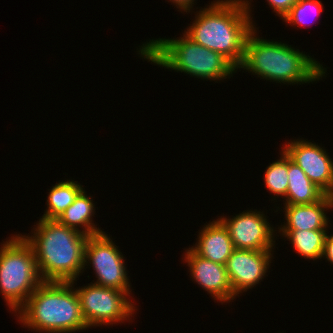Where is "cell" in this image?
<instances>
[{
  "instance_id": "1",
  "label": "cell",
  "mask_w": 333,
  "mask_h": 333,
  "mask_svg": "<svg viewBox=\"0 0 333 333\" xmlns=\"http://www.w3.org/2000/svg\"><path fill=\"white\" fill-rule=\"evenodd\" d=\"M248 0H217L197 12L184 33L199 45L222 54L237 69L243 62L245 42L256 28Z\"/></svg>"
},
{
  "instance_id": "2",
  "label": "cell",
  "mask_w": 333,
  "mask_h": 333,
  "mask_svg": "<svg viewBox=\"0 0 333 333\" xmlns=\"http://www.w3.org/2000/svg\"><path fill=\"white\" fill-rule=\"evenodd\" d=\"M34 229L32 236H21L33 250L41 279L75 281L84 271V249L89 236L57 219L40 218Z\"/></svg>"
},
{
  "instance_id": "3",
  "label": "cell",
  "mask_w": 333,
  "mask_h": 333,
  "mask_svg": "<svg viewBox=\"0 0 333 333\" xmlns=\"http://www.w3.org/2000/svg\"><path fill=\"white\" fill-rule=\"evenodd\" d=\"M255 28L245 42L244 58L239 69L276 83L303 84L318 81L326 68L291 45L261 39ZM325 69V70H324Z\"/></svg>"
},
{
  "instance_id": "4",
  "label": "cell",
  "mask_w": 333,
  "mask_h": 333,
  "mask_svg": "<svg viewBox=\"0 0 333 333\" xmlns=\"http://www.w3.org/2000/svg\"><path fill=\"white\" fill-rule=\"evenodd\" d=\"M71 282L43 281L18 310L20 322L37 332L70 333L88 329Z\"/></svg>"
},
{
  "instance_id": "5",
  "label": "cell",
  "mask_w": 333,
  "mask_h": 333,
  "mask_svg": "<svg viewBox=\"0 0 333 333\" xmlns=\"http://www.w3.org/2000/svg\"><path fill=\"white\" fill-rule=\"evenodd\" d=\"M138 51L151 63L202 80H224L237 71L222 54L199 45L185 33L178 39H152Z\"/></svg>"
},
{
  "instance_id": "6",
  "label": "cell",
  "mask_w": 333,
  "mask_h": 333,
  "mask_svg": "<svg viewBox=\"0 0 333 333\" xmlns=\"http://www.w3.org/2000/svg\"><path fill=\"white\" fill-rule=\"evenodd\" d=\"M0 292L11 311H17L43 282L31 246L17 234L1 244Z\"/></svg>"
},
{
  "instance_id": "7",
  "label": "cell",
  "mask_w": 333,
  "mask_h": 333,
  "mask_svg": "<svg viewBox=\"0 0 333 333\" xmlns=\"http://www.w3.org/2000/svg\"><path fill=\"white\" fill-rule=\"evenodd\" d=\"M75 290L88 328L123 323V320H129L135 313L136 308L130 300V292L93 283Z\"/></svg>"
},
{
  "instance_id": "8",
  "label": "cell",
  "mask_w": 333,
  "mask_h": 333,
  "mask_svg": "<svg viewBox=\"0 0 333 333\" xmlns=\"http://www.w3.org/2000/svg\"><path fill=\"white\" fill-rule=\"evenodd\" d=\"M87 263H92L98 278L93 284L131 292L124 256L105 232L88 237L84 249V269Z\"/></svg>"
},
{
  "instance_id": "9",
  "label": "cell",
  "mask_w": 333,
  "mask_h": 333,
  "mask_svg": "<svg viewBox=\"0 0 333 333\" xmlns=\"http://www.w3.org/2000/svg\"><path fill=\"white\" fill-rule=\"evenodd\" d=\"M226 227L234 249L272 250L274 230L262 212L247 210L234 216L218 218ZM274 240V241H273Z\"/></svg>"
},
{
  "instance_id": "10",
  "label": "cell",
  "mask_w": 333,
  "mask_h": 333,
  "mask_svg": "<svg viewBox=\"0 0 333 333\" xmlns=\"http://www.w3.org/2000/svg\"><path fill=\"white\" fill-rule=\"evenodd\" d=\"M282 150L318 188L333 196V162L324 148L298 139L285 144Z\"/></svg>"
},
{
  "instance_id": "11",
  "label": "cell",
  "mask_w": 333,
  "mask_h": 333,
  "mask_svg": "<svg viewBox=\"0 0 333 333\" xmlns=\"http://www.w3.org/2000/svg\"><path fill=\"white\" fill-rule=\"evenodd\" d=\"M272 250L234 249L225 269L236 296L259 284L269 269Z\"/></svg>"
},
{
  "instance_id": "12",
  "label": "cell",
  "mask_w": 333,
  "mask_h": 333,
  "mask_svg": "<svg viewBox=\"0 0 333 333\" xmlns=\"http://www.w3.org/2000/svg\"><path fill=\"white\" fill-rule=\"evenodd\" d=\"M184 261L190 267L193 281H196L217 302L223 304L235 299L236 295L233 293L225 265L202 258L191 248L185 251Z\"/></svg>"
},
{
  "instance_id": "13",
  "label": "cell",
  "mask_w": 333,
  "mask_h": 333,
  "mask_svg": "<svg viewBox=\"0 0 333 333\" xmlns=\"http://www.w3.org/2000/svg\"><path fill=\"white\" fill-rule=\"evenodd\" d=\"M284 207L287 222L279 230H327L329 219L324 211L333 207V196L325 195L313 204Z\"/></svg>"
},
{
  "instance_id": "14",
  "label": "cell",
  "mask_w": 333,
  "mask_h": 333,
  "mask_svg": "<svg viewBox=\"0 0 333 333\" xmlns=\"http://www.w3.org/2000/svg\"><path fill=\"white\" fill-rule=\"evenodd\" d=\"M198 235V241L191 249L202 258L225 265L234 246L224 224L219 219L213 220Z\"/></svg>"
},
{
  "instance_id": "15",
  "label": "cell",
  "mask_w": 333,
  "mask_h": 333,
  "mask_svg": "<svg viewBox=\"0 0 333 333\" xmlns=\"http://www.w3.org/2000/svg\"><path fill=\"white\" fill-rule=\"evenodd\" d=\"M288 190L284 205L313 204L326 194L288 157Z\"/></svg>"
},
{
  "instance_id": "16",
  "label": "cell",
  "mask_w": 333,
  "mask_h": 333,
  "mask_svg": "<svg viewBox=\"0 0 333 333\" xmlns=\"http://www.w3.org/2000/svg\"><path fill=\"white\" fill-rule=\"evenodd\" d=\"M95 204L92 198L86 195V191L82 190L74 202L57 218V220L70 228L81 231L78 227L82 226V232L88 236L104 233L92 223Z\"/></svg>"
},
{
  "instance_id": "17",
  "label": "cell",
  "mask_w": 333,
  "mask_h": 333,
  "mask_svg": "<svg viewBox=\"0 0 333 333\" xmlns=\"http://www.w3.org/2000/svg\"><path fill=\"white\" fill-rule=\"evenodd\" d=\"M289 239L296 253L304 258L316 260L322 258L327 230H279Z\"/></svg>"
},
{
  "instance_id": "18",
  "label": "cell",
  "mask_w": 333,
  "mask_h": 333,
  "mask_svg": "<svg viewBox=\"0 0 333 333\" xmlns=\"http://www.w3.org/2000/svg\"><path fill=\"white\" fill-rule=\"evenodd\" d=\"M77 181L66 180L55 184L48 194L47 210L43 219H57L83 190Z\"/></svg>"
},
{
  "instance_id": "19",
  "label": "cell",
  "mask_w": 333,
  "mask_h": 333,
  "mask_svg": "<svg viewBox=\"0 0 333 333\" xmlns=\"http://www.w3.org/2000/svg\"><path fill=\"white\" fill-rule=\"evenodd\" d=\"M279 160L266 168L264 182L267 189L276 196L286 197L288 190V156L282 150Z\"/></svg>"
},
{
  "instance_id": "20",
  "label": "cell",
  "mask_w": 333,
  "mask_h": 333,
  "mask_svg": "<svg viewBox=\"0 0 333 333\" xmlns=\"http://www.w3.org/2000/svg\"><path fill=\"white\" fill-rule=\"evenodd\" d=\"M322 10L323 5L320 0H297L282 20L288 22L287 24L302 27L308 23L309 16H318Z\"/></svg>"
},
{
  "instance_id": "21",
  "label": "cell",
  "mask_w": 333,
  "mask_h": 333,
  "mask_svg": "<svg viewBox=\"0 0 333 333\" xmlns=\"http://www.w3.org/2000/svg\"><path fill=\"white\" fill-rule=\"evenodd\" d=\"M273 11L281 17V19L290 11L291 7L297 0H267Z\"/></svg>"
},
{
  "instance_id": "22",
  "label": "cell",
  "mask_w": 333,
  "mask_h": 333,
  "mask_svg": "<svg viewBox=\"0 0 333 333\" xmlns=\"http://www.w3.org/2000/svg\"><path fill=\"white\" fill-rule=\"evenodd\" d=\"M326 257L333 264V235H326L325 244L323 247L322 257Z\"/></svg>"
},
{
  "instance_id": "23",
  "label": "cell",
  "mask_w": 333,
  "mask_h": 333,
  "mask_svg": "<svg viewBox=\"0 0 333 333\" xmlns=\"http://www.w3.org/2000/svg\"><path fill=\"white\" fill-rule=\"evenodd\" d=\"M174 5L176 4L177 8L184 10V12H190V9L193 8L194 0H170Z\"/></svg>"
}]
</instances>
